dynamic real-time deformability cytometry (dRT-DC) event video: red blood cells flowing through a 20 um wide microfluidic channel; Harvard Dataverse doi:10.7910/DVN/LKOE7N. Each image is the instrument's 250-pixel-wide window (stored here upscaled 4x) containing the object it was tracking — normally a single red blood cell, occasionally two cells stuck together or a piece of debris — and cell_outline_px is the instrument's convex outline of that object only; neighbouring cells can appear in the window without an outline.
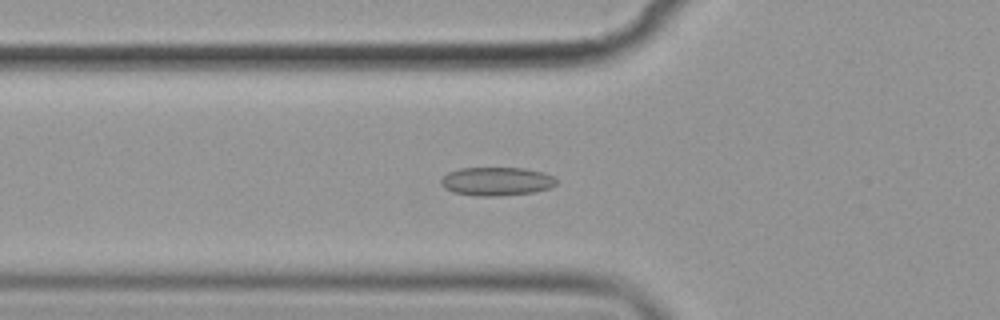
{"species": "common noctule bat (a hibernating species)", "species_latin": "Nyctalus noctula", "temperature_condition": "cold", "stored_images_in_passage": 50, "camera_frame_rate_fps": 3000, "um_per_image_px": 0.085, "animal": {"sex": "female", "body_mass_g": 19.9}, "frame": {"image": 1, "passage_image": 14, "time_ms": 4.333, "image_size_px": [1000, 320], "cell_outline_px": [[556, 184], [548, 188], [532, 192], [500, 196], [476, 196], [452, 192], [444, 188], [440, 184], [440, 180], [448, 172], [460, 168], [524, 168], [544, 172], [552, 176], [556, 180]], "centroid_in_image_um": [42.17, 15.41], "position_along_channel_um": 83.6, "area_um2": 19.19}}
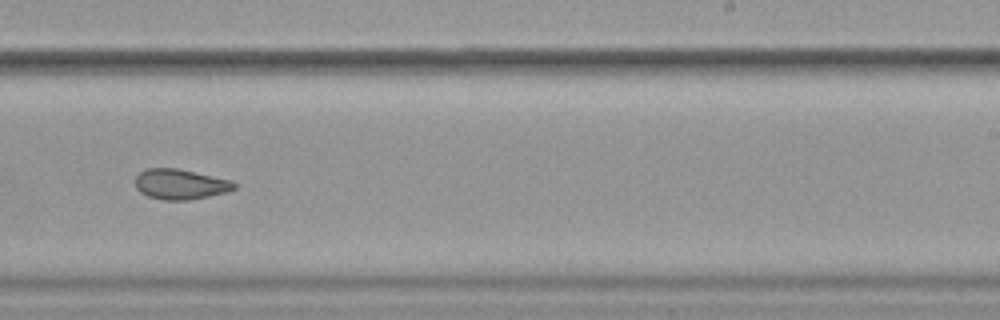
{"frame": {"image": 2, "passage_image": 30, "time_ms": 9.667, "image_size_px": [1000, 320], "cell_outline_px": [[236, 188], [228, 192], [188, 200], [164, 200], [148, 196], [140, 192], [136, 188], [136, 176], [144, 168], [176, 168], [232, 180], [236, 184]], "centroid_in_image_um": [15.33, 15.66], "position_along_channel_um": 273.7, "area_um2": 17.46}}
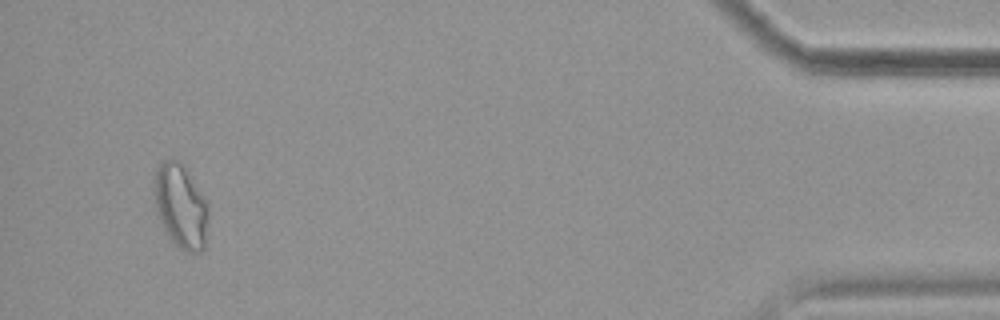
{"frame": {"image": 3, "passage_image": 48, "time_ms": 15.667, "image_size_px": [1000, 320], "cell_outline_px": [[208, 220], [204, 248], [200, 252], [188, 252], [180, 248], [168, 236], [164, 228], [156, 208], [152, 192], [152, 180], [160, 164], [164, 160], [180, 160], [188, 172], [208, 204]], "centroid_in_image_um": [15.35, 17.51], "position_along_channel_um": 419.9, "area_um2": 26.47}, "authors_computed_cell_mechanics": {"area_um2": 19.074, "velocity_mm_per_s": 3.5711, "shape_relaxation_time_tau1_ms": null, "shape_relaxation_time_tau2_ms": 2.6846, "deformation_change_tau1": null, "deformation_change_tau2": 0.0792}}